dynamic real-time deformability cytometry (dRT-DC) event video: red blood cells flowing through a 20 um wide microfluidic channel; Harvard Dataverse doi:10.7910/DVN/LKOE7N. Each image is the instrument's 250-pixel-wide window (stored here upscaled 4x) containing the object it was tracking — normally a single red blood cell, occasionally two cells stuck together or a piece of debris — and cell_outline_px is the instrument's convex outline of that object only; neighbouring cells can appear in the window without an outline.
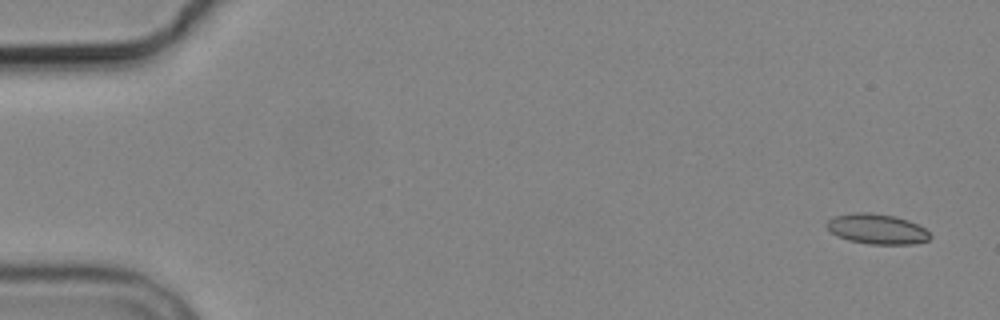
{"species": "common noctule bat (a hibernating species)", "species_latin": "Nyctalus noctula", "temperature_condition": "cold", "stored_images_in_passage": 5, "camera_frame_rate_fps": 3000, "um_per_image_px": 0.085, "animal": {"sex": "male", "body_mass_g": 19.2, "forearm_length_mm": 51.8}, "frame": {"image": 1, "passage_image": 1, "time_ms": 0.0, "image_size_px": [1000, 320], "cell_outline_px": [[932, 236], [928, 240], [916, 244], [868, 244], [848, 240], [832, 232], [824, 224], [828, 220], [836, 216], [852, 212], [868, 212], [892, 216], [908, 220], [924, 228]], "centroid_in_image_um": [74.55, 19.47], "position_along_channel_um": 10.5, "area_um2": 18.03}}
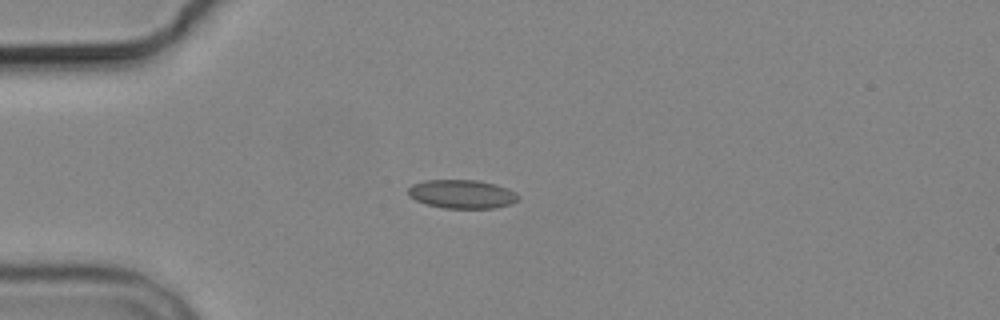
{"frame": {"image": 2, "passage_image": 4, "time_ms": 4.333, "image_size_px": [1000, 320], "cell_outline_px": [[520, 196], [512, 204], [496, 208], [444, 208], [428, 204], [416, 200], [408, 196], [408, 188], [412, 184], [424, 180], [476, 180], [496, 184], [508, 188], [516, 192]], "centroid_in_image_um": [39.28, 16.49], "position_along_channel_um": 45.7, "area_um2": 18.5}}